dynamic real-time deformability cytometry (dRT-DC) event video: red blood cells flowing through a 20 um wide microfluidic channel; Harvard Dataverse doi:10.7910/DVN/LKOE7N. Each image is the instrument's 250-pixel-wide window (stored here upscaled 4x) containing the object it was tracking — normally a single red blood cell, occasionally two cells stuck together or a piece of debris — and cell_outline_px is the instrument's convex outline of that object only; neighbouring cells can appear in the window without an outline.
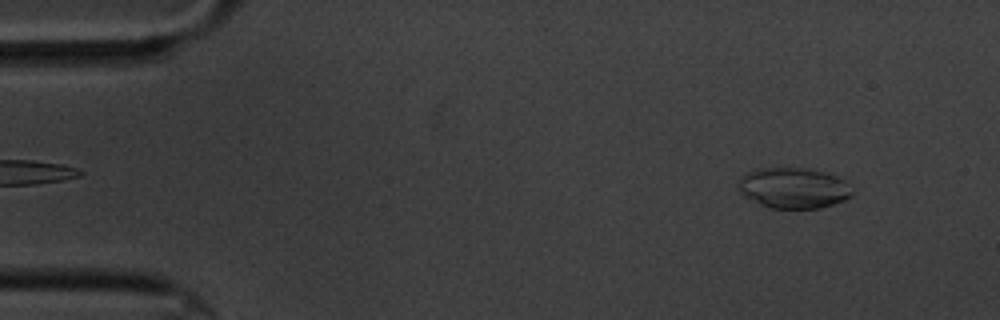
{"species": "common noctule bat (a hibernating species)", "species_latin": "Nyctalus noctula", "temperature_condition": "cold", "stored_images_in_passage": 3, "camera_frame_rate_fps": 3000, "um_per_image_px": 0.085, "animal": {"sex": "male", "body_mass_g": 20.1, "forearm_length_mm": 53.5}, "frame": {"image": 1, "passage_image": 1, "time_ms": 0.0, "image_size_px": [1000, 320], "cell_outline_px": [[852, 196], [844, 200], [820, 208], [772, 208], [760, 204], [744, 196], [740, 192], [740, 176], [748, 172], [760, 168], [812, 168], [836, 176], [844, 180], [852, 192]], "centroid_in_image_um": [67.45, 15.97], "position_along_channel_um": 17.5, "area_um2": 26.76}}